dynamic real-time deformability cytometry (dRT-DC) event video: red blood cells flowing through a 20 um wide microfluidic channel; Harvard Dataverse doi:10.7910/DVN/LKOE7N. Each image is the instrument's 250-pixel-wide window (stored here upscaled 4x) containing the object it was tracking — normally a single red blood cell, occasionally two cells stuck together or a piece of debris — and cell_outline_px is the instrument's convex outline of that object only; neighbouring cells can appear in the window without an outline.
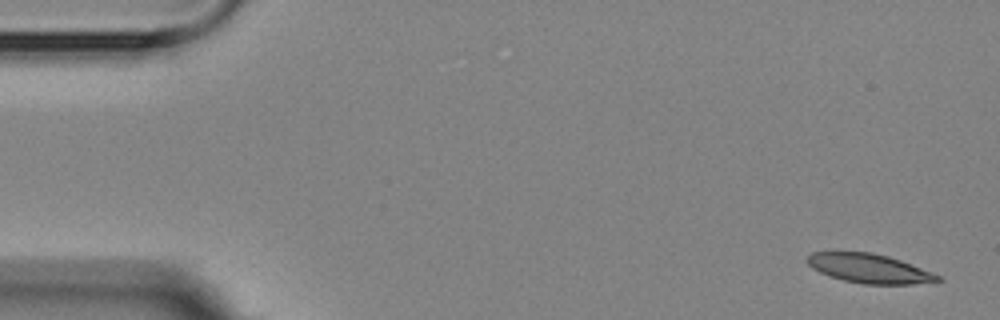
{"species": "Egyptian fruit bat (a non-hibernating species)", "species_latin": "Rousettus aegyptiacus", "temperature_condition": "room temperature", "stored_images_in_passage": 6, "camera_frame_rate_fps": 3000, "um_per_image_px": 0.085, "animal": {"sex": "female"}, "frame": {"image": 1, "passage_image": 1, "time_ms": 0.0, "image_size_px": [1000, 320], "cell_outline_px": [[944, 280], [912, 284], [864, 284], [844, 280], [820, 272], [812, 268], [804, 260], [812, 252], [872, 252], [888, 256], [900, 260], [932, 272], [940, 276]], "centroid_in_image_um": [73.88, 22.81], "position_along_channel_um": 11.1, "area_um2": 22.02}}
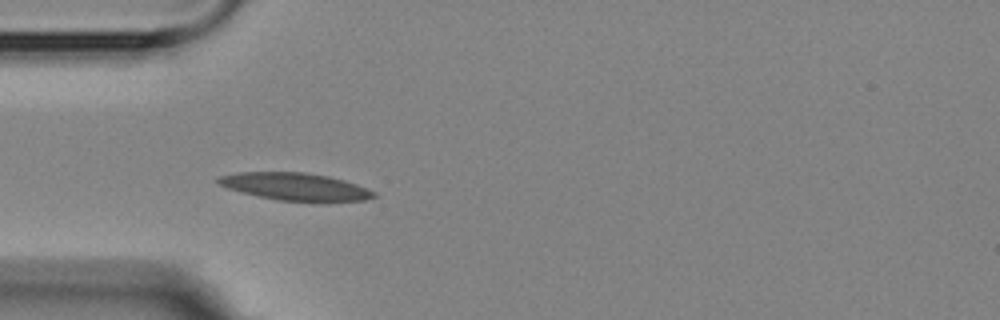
{"frame": {"image": 2, "passage_image": 5, "time_ms": 4.667, "image_size_px": [1000, 320], "cell_outline_px": [[376, 196], [364, 200], [276, 200], [240, 192], [228, 188], [220, 184], [216, 180], [216, 176], [236, 172], [304, 172], [328, 176], [344, 180], [356, 184], [376, 192]], "centroid_in_image_um": [25.02, 15.83], "position_along_channel_um": 60.0, "area_um2": 24.45}}
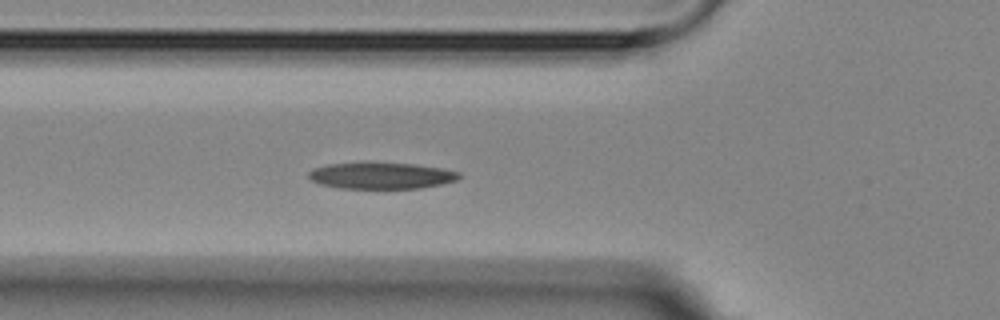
{"frame": {"image": 3, "passage_image": 6, "time_ms": 5.667, "image_size_px": [1000, 320], "cell_outline_px": [[460, 176], [456, 180], [440, 184], [420, 188], [336, 188], [320, 184], [312, 180], [308, 176], [308, 172], [316, 168], [328, 164], [368, 160], [372, 160], [412, 164], [440, 168], [460, 172]], "centroid_in_image_um": [32.35, 14.89], "position_along_channel_um": 93.4, "area_um2": 23.7}}